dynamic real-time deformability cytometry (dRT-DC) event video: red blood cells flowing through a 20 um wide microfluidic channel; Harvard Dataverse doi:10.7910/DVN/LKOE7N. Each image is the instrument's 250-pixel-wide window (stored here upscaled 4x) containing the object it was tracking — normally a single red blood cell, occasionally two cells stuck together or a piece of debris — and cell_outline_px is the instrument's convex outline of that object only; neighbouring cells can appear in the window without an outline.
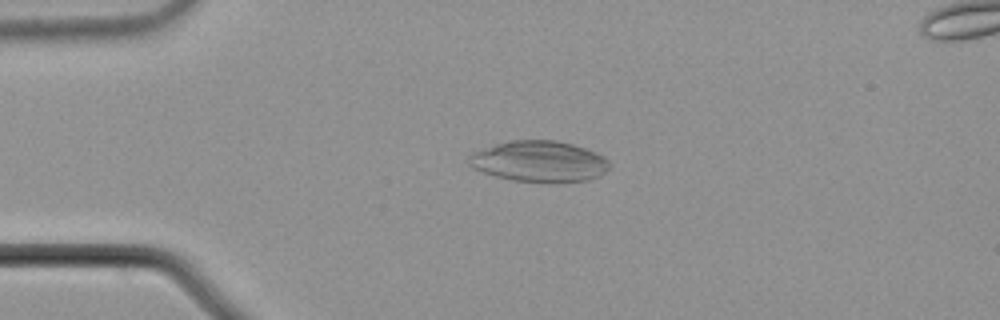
{"species": "common noctule bat (a hibernating species)", "species_latin": "Nyctalus noctula", "temperature_condition": "cold", "stored_images_in_passage": 22, "camera_frame_rate_fps": 3000, "um_per_image_px": 0.085, "animal": {"sex": "male", "body_mass_g": 21.5, "forearm_length_mm": 52.0}, "frame": {"image": 1, "passage_image": 13, "time_ms": 4.0, "image_size_px": [1000, 320], "cell_outline_px": [[612, 164], [600, 176], [588, 180], [512, 180], [496, 176], [472, 168], [468, 164], [468, 156], [472, 152], [496, 144], [512, 140], [556, 140], [572, 144], [584, 148], [604, 156]], "centroid_in_image_um": [45.81, 13.68], "position_along_channel_um": 39.2, "area_um2": 32.89}}
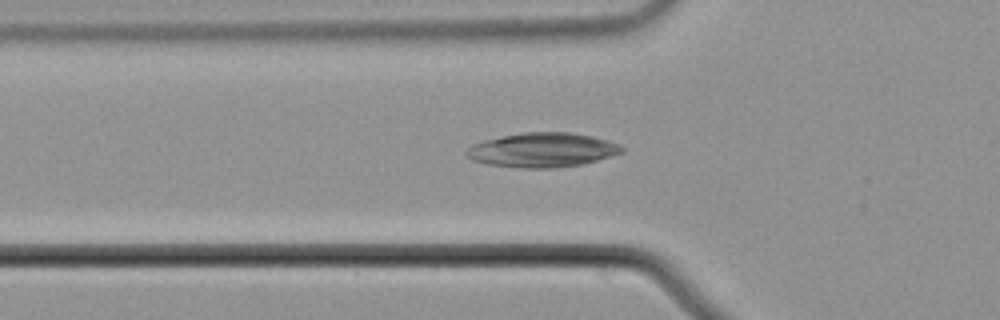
{"frame": {"image": 2, "passage_image": 19, "time_ms": 6.0, "image_size_px": [1000, 320], "cell_outline_px": [[624, 152], [584, 164], [556, 168], [520, 168], [488, 164], [472, 160], [464, 152], [472, 144], [484, 140], [524, 132], [572, 132], [592, 136], [608, 140], [620, 144], [624, 148]], "centroid_in_image_um": [46.13, 12.75], "position_along_channel_um": 79.7, "area_um2": 31.27}}
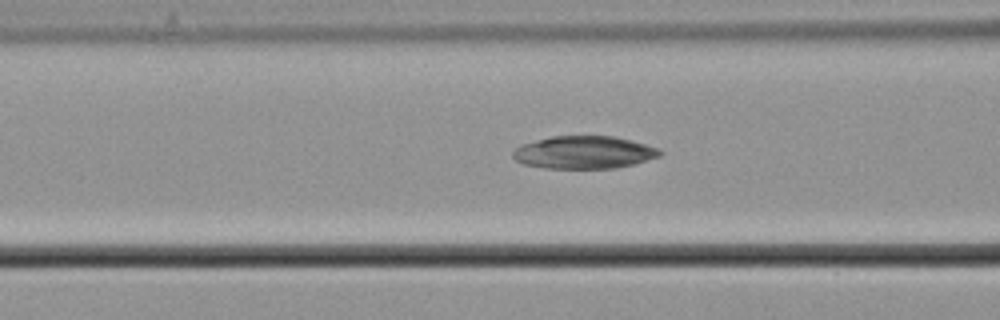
{"frame": {"image": 3, "passage_image": 22, "time_ms": 7.0, "image_size_px": [1000, 320], "cell_outline_px": [[664, 152], [660, 156], [632, 164], [616, 168], [544, 168], [524, 164], [516, 160], [512, 156], [512, 152], [520, 144], [552, 136], [612, 136], [660, 148]], "centroid_in_image_um": [49.62, 12.95], "position_along_channel_um": 117.0, "area_um2": 27.86}}